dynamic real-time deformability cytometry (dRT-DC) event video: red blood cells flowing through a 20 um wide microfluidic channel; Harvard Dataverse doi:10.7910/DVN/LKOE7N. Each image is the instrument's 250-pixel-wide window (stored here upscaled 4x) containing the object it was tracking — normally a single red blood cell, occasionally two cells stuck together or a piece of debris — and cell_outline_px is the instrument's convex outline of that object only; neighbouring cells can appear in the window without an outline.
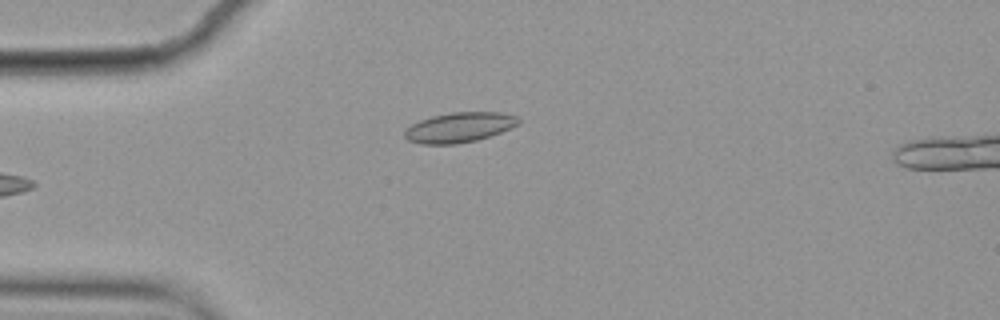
{"species": "common noctule bat (a hibernating species)", "species_latin": "Nyctalus noctula", "temperature_condition": "cold", "stored_images_in_passage": 3, "camera_frame_rate_fps": 3000, "um_per_image_px": 0.085, "animal": {"sex": "female", "body_mass_g": 19.9}, "frame": {"image": 1, "passage_image": 3, "time_ms": 0.667, "image_size_px": [1000, 320], "cell_outline_px": [[520, 124], [500, 132], [476, 140], [456, 144], [420, 144], [408, 140], [404, 136], [404, 128], [420, 120], [432, 116], [452, 112], [500, 112], [516, 116], [520, 120]], "centroid_in_image_um": [39.01, 10.82], "position_along_channel_um": 46.0, "area_um2": 19.88}}